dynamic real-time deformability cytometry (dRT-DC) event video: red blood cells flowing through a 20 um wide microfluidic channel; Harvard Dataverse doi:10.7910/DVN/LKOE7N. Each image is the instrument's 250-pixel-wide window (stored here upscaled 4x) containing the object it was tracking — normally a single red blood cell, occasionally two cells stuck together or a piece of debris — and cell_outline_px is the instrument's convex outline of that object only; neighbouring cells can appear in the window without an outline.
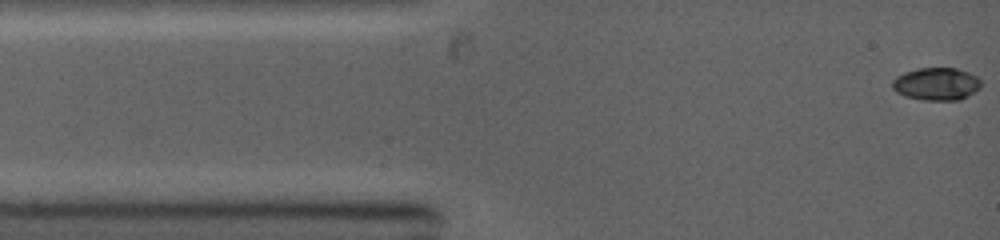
{"species": "common noctule bat (a hibernating species)", "species_latin": "Nyctalus noctula", "temperature_condition": "warm", "stored_images_in_passage": 6, "camera_frame_rate_fps": 5000, "um_per_image_px": 0.085, "animal": {"sex": "female", "body_mass_g": 19.0, "forearm_length_mm": 53.3}, "frame": {"image": 1, "passage_image": 1, "time_ms": 0.0, "image_size_px": [1000, 240], "cell_outline_px": [[980, 88], [968, 96], [960, 100], [924, 100], [904, 96], [896, 92], [892, 88], [892, 80], [896, 76], [904, 72], [916, 68], [956, 68], [968, 72], [976, 76], [980, 80]], "centroid_in_image_um": [79.57, 7.13], "position_along_channel_um": 5.4, "area_um2": 16.99}}
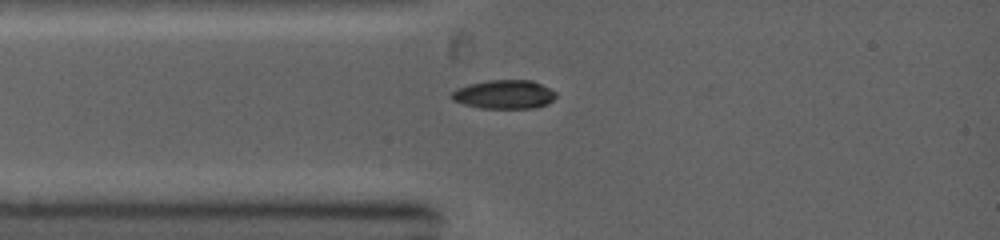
{"frame": {"image": 2, "passage_image": 4, "time_ms": 2.2, "image_size_px": [1000, 240], "cell_outline_px": [[556, 96], [548, 104], [536, 108], [480, 108], [464, 104], [452, 100], [448, 96], [456, 88], [468, 84], [488, 80], [532, 80], [556, 92]], "centroid_in_image_um": [42.82, 8.03], "position_along_channel_um": 42.2, "area_um2": 17.63}}
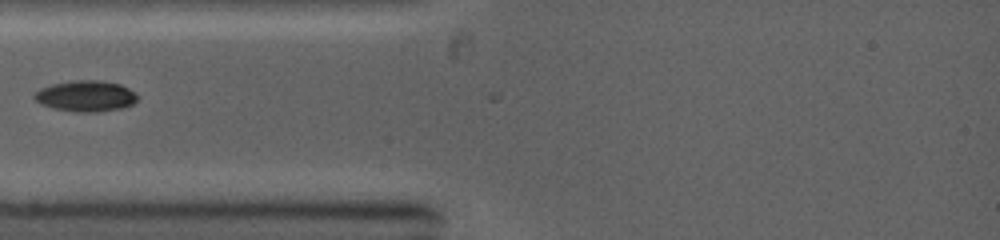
{"frame": {"image": 3, "passage_image": 5, "time_ms": 3.0, "image_size_px": [1000, 240], "cell_outline_px": [[136, 100], [132, 104], [120, 108], [96, 112], [76, 112], [52, 108], [40, 104], [32, 96], [40, 88], [52, 84], [76, 80], [100, 80], [120, 84], [136, 92]], "centroid_in_image_um": [7.26, 8.16], "position_along_channel_um": 77.7, "area_um2": 18.55}}